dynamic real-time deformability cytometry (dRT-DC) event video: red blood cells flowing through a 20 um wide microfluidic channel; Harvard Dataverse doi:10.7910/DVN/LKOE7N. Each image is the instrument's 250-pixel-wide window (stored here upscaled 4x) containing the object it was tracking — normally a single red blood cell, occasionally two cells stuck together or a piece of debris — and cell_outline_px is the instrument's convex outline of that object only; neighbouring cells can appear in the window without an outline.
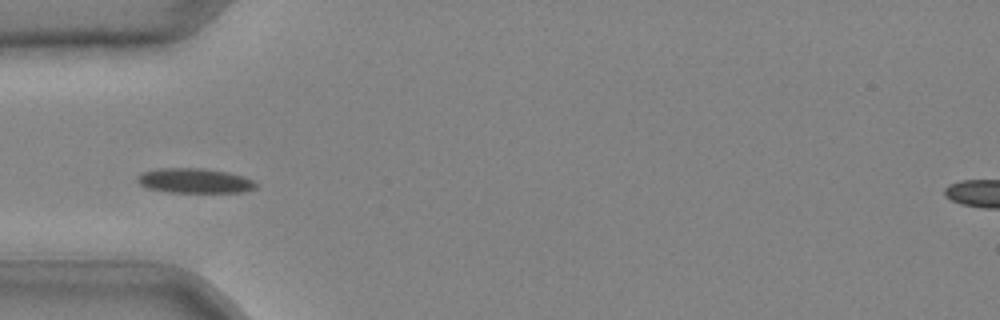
{"species": "common noctule bat (a hibernating species)", "species_latin": "Nyctalus noctula", "temperature_condition": "cold", "stored_images_in_passage": 41, "camera_frame_rate_fps": 3000, "um_per_image_px": 0.085, "animal": {"sex": "male", "body_mass_g": 20.4}, "frame": {"image": 1, "passage_image": 12, "time_ms": 3.667, "image_size_px": [1000, 320], "cell_outline_px": [[256, 188], [244, 192], [168, 192], [148, 188], [140, 184], [136, 180], [136, 176], [144, 172], [156, 168], [200, 168], [228, 172], [244, 176], [252, 180], [256, 184]], "centroid_in_image_um": [16.53, 15.36], "position_along_channel_um": 68.5, "area_um2": 17.11}}
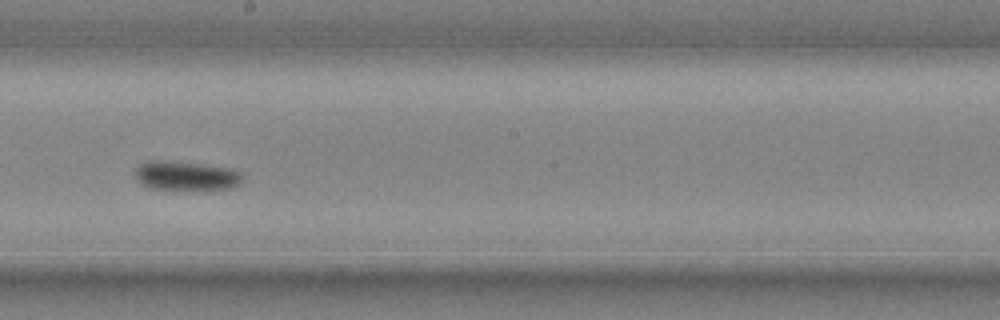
{"frame": {"image": 2, "passage_image": 23, "time_ms": 7.333, "image_size_px": [1000, 320], "cell_outline_px": [[244, 180], [240, 184], [232, 188], [152, 188], [140, 184], [136, 180], [136, 168], [140, 164], [148, 160], [164, 160], [204, 164], [232, 168], [240, 172], [244, 176]], "centroid_in_image_um": [15.84, 14.9], "position_along_channel_um": 232.4, "area_um2": 18.15}}
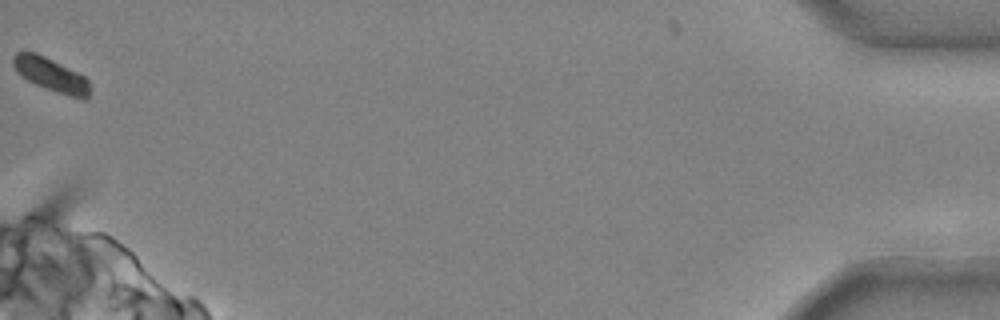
{"frame": {"image": 3, "passage_image": 41, "time_ms": 13.333, "image_size_px": [1000, 320], "cell_outline_px": [[88, 100], [80, 100], [44, 88], [20, 76], [16, 72], [12, 64], [12, 56], [16, 52], [36, 52], [84, 76], [88, 80]], "centroid_in_image_um": [4.3, 6.37], "position_along_channel_um": 430.9, "area_um2": 15.03}}